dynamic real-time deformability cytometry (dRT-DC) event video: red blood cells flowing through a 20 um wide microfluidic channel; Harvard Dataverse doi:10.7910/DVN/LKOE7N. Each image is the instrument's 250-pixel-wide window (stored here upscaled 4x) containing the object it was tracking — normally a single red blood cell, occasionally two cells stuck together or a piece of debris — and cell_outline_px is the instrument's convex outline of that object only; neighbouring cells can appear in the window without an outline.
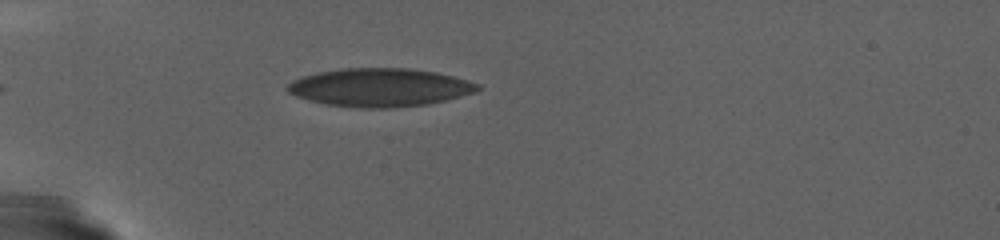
{"species": "human", "species_latin": "Homo sapiens", "temperature_condition": "warm", "stored_images_in_passage": 67, "camera_frame_rate_fps": 3000, "um_per_image_px": 0.085, "donor": {"sex": "female"}, "frame": {"image": 1, "passage_image": 1, "time_ms": 0.0, "image_size_px": [1000, 240], "cell_outline_px": [[480, 88], [476, 92], [428, 104], [388, 108], [360, 108], [328, 104], [308, 100], [296, 96], [288, 92], [288, 84], [292, 80], [304, 76], [320, 72], [344, 68], [408, 68], [436, 72], [468, 80], [480, 84]], "centroid_in_image_um": [32.3, 7.43], "position_along_channel_um": 52.7, "area_um2": 42.14}}
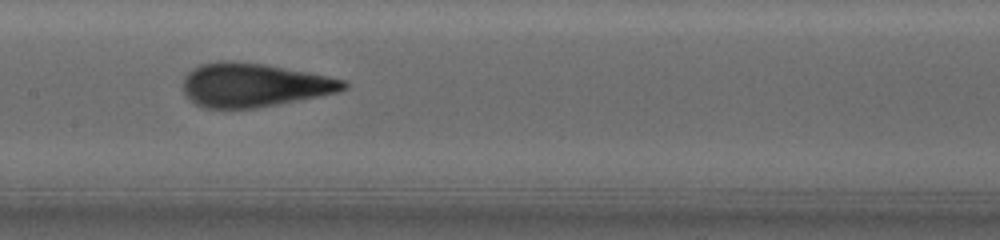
{"frame": {"image": 2, "passage_image": 22, "time_ms": 7.0, "image_size_px": [1000, 240], "cell_outline_px": [[348, 88], [340, 92], [256, 108], [204, 108], [188, 100], [184, 96], [184, 76], [192, 68], [200, 64], [216, 60], [236, 60], [264, 64], [308, 72], [328, 76], [344, 80], [348, 84]], "centroid_in_image_um": [21.55, 7.21], "position_along_channel_um": 185.8, "area_um2": 41.27}}
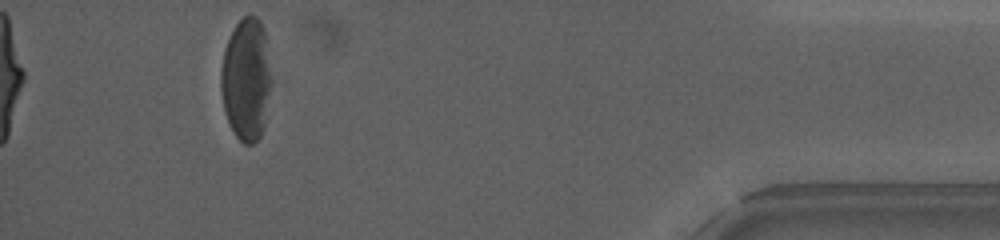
{"frame": {"image": 3, "passage_image": 60, "time_ms": 19.667, "image_size_px": [1000, 240], "cell_outline_px": [[272, 84], [264, 128], [260, 136], [252, 144], [244, 144], [236, 136], [228, 124], [224, 108], [220, 88], [220, 72], [224, 48], [236, 24], [244, 16], [256, 16], [260, 20], [264, 28], [268, 40], [272, 80]], "centroid_in_image_um": [20.96, 6.74], "position_along_channel_um": 414.2, "area_um2": 36.82}}